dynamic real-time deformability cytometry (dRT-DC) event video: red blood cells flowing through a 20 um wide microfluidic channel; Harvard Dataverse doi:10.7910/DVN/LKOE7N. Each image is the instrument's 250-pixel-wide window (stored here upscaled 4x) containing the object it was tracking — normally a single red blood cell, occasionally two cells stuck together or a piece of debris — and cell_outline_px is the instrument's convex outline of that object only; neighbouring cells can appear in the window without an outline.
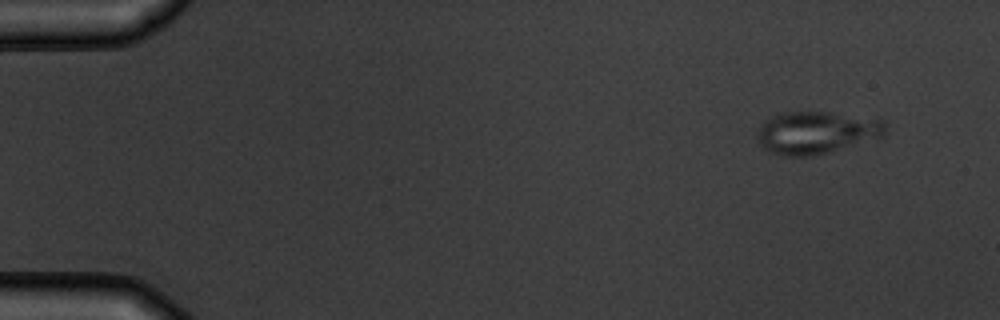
{"species": "common noctule bat (a hibernating species)", "species_latin": "Nyctalus noctula", "temperature_condition": "warm", "stored_images_in_passage": 9, "camera_frame_rate_fps": 3000, "um_per_image_px": 0.085, "animal": {"sex": "male", "body_mass_g": 19.5, "forearm_length_mm": 54.6}, "frame": {"image": 1, "passage_image": 1, "time_ms": 0.0, "image_size_px": [1000, 320], "cell_outline_px": [[884, 136], [828, 152], [808, 156], [780, 156], [768, 152], [756, 140], [756, 132], [760, 124], [772, 116], [784, 112], [828, 112], [884, 120]], "centroid_in_image_um": [69.31, 11.27], "position_along_channel_um": 15.7, "area_um2": 31.56}}
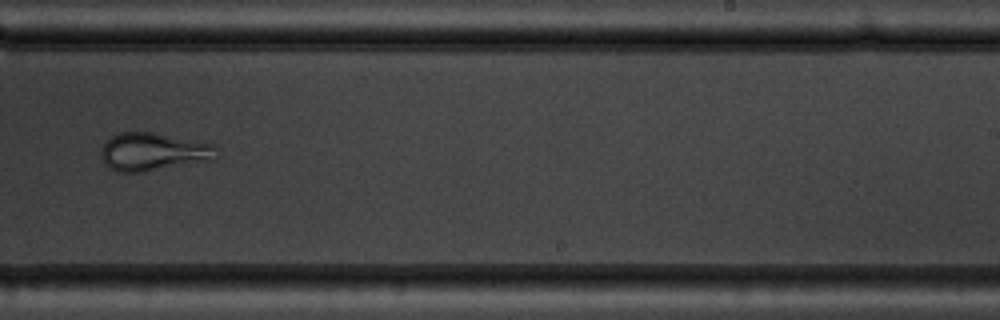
{"frame": {"image": 2, "passage_image": 9, "time_ms": 10.0, "image_size_px": [1000, 320], "cell_outline_px": [[216, 160], [144, 172], [116, 172], [108, 168], [104, 164], [100, 156], [100, 152], [104, 144], [112, 136], [120, 132], [152, 132], [216, 144]], "centroid_in_image_um": [13.04, 12.92], "position_along_channel_um": 276.0, "area_um2": 25.95}}